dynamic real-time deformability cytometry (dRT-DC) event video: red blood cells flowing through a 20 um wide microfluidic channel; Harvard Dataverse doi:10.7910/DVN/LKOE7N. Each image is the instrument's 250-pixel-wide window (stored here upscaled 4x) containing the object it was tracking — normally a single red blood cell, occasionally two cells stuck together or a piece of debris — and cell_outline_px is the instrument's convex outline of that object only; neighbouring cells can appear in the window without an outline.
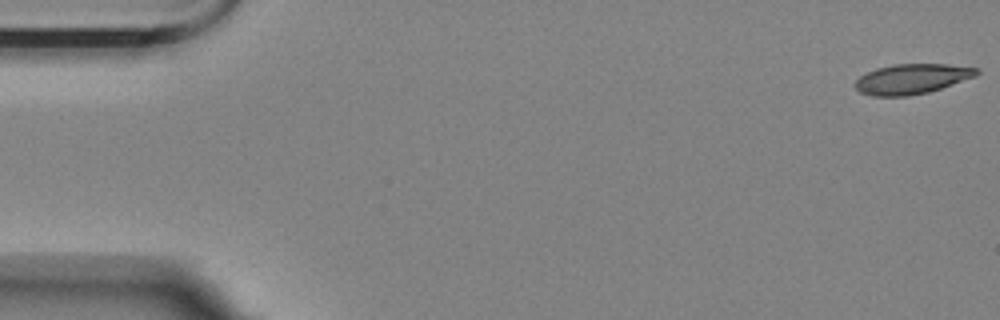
{"species": "Egyptian fruit bat (a non-hibernating species)", "species_latin": "Rousettus aegyptiacus", "temperature_condition": "room temperature", "stored_images_in_passage": 4, "camera_frame_rate_fps": 3000, "um_per_image_px": 0.085, "animal": {"sex": "female"}, "frame": {"image": 1, "passage_image": 1, "time_ms": 0.0, "image_size_px": [1000, 320], "cell_outline_px": [[980, 72], [976, 76], [928, 92], [908, 96], [872, 96], [860, 92], [852, 84], [860, 76], [876, 68], [892, 64], [948, 64], [980, 68]], "centroid_in_image_um": [77.5, 6.7], "position_along_channel_um": 7.5, "area_um2": 21.33}}
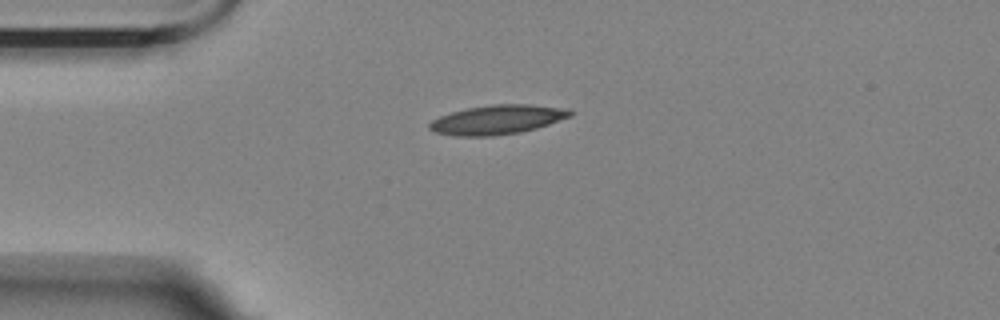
{"frame": {"image": 2, "passage_image": 4, "time_ms": 4.333, "image_size_px": [1000, 320], "cell_outline_px": [[572, 116], [536, 128], [520, 132], [492, 136], [456, 136], [436, 132], [428, 128], [428, 124], [432, 120], [440, 116], [452, 112], [468, 108], [492, 104], [528, 104], [568, 108], [572, 112]], "centroid_in_image_um": [42.28, 10.17], "position_along_channel_um": 42.7, "area_um2": 23.93}}